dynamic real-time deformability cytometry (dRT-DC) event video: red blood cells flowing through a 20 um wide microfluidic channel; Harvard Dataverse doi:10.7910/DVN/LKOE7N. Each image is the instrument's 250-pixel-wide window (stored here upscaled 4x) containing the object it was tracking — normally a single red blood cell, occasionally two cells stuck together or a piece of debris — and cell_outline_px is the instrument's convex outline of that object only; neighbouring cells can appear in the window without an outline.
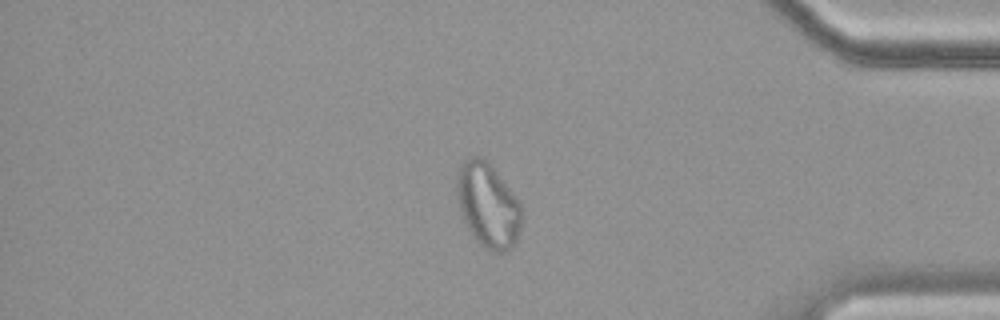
{"species": "common noctule bat (a hibernating species)", "species_latin": "Nyctalus noctula", "temperature_condition": "cold", "stored_images_in_passage": 57, "camera_frame_rate_fps": 3000, "um_per_image_px": 0.085, "animal": {"sex": "female", "body_mass_g": 19.9}, "frame": {"image": 1, "passage_image": 48, "time_ms": 15.667, "image_size_px": [1000, 320], "cell_outline_px": [[524, 220], [516, 240], [512, 248], [508, 252], [492, 252], [484, 248], [472, 236], [464, 220], [460, 208], [456, 192], [456, 176], [460, 164], [468, 156], [480, 156], [492, 168], [508, 188], [520, 204]], "centroid_in_image_um": [41.47, 17.49], "position_along_channel_um": 393.7, "area_um2": 31.85}}